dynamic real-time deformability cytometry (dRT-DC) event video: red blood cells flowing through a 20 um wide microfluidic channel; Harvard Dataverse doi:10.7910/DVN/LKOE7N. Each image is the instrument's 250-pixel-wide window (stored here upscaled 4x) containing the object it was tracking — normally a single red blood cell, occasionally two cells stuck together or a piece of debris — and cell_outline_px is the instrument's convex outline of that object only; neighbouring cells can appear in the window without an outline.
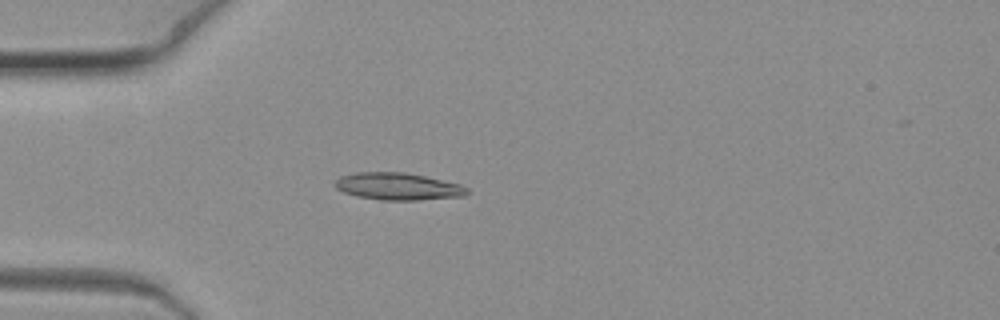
{"species": "common noctule bat (a hibernating species)", "species_latin": "Nyctalus noctula", "temperature_condition": "warm", "stored_images_in_passage": 9, "camera_frame_rate_fps": 3000, "um_per_image_px": 0.085, "animal": {"sex": "female", "body_mass_g": 19.3, "forearm_length_mm": 54.1}, "frame": {"image": 1, "passage_image": 6, "time_ms": 1.667, "image_size_px": [1000, 320], "cell_outline_px": [[468, 192], [464, 196], [420, 200], [380, 200], [356, 196], [344, 192], [336, 188], [332, 184], [340, 176], [356, 172], [404, 172], [424, 176], [460, 184], [468, 188]], "centroid_in_image_um": [33.8, 15.85], "position_along_channel_um": 51.2, "area_um2": 20.98}}
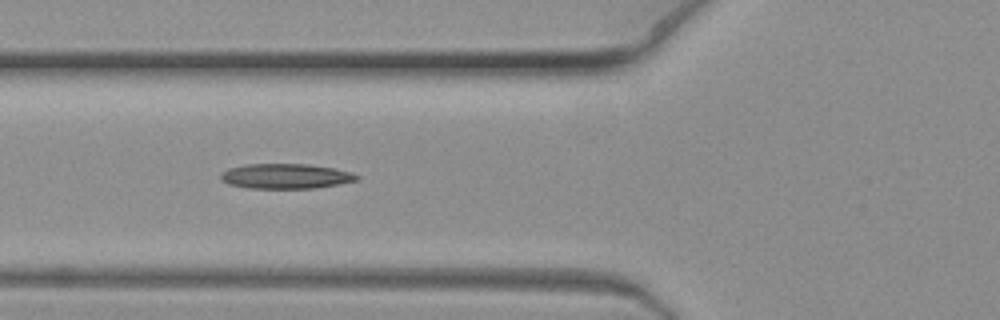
{"frame": {"image": 2, "passage_image": 8, "time_ms": 2.333, "image_size_px": [1000, 320], "cell_outline_px": [[360, 176], [356, 180], [336, 184], [312, 188], [248, 188], [228, 184], [220, 180], [220, 172], [228, 168], [244, 164], [308, 164], [332, 168], [352, 172]], "centroid_in_image_um": [24.21, 14.97], "position_along_channel_um": 101.6, "area_um2": 19.77}}
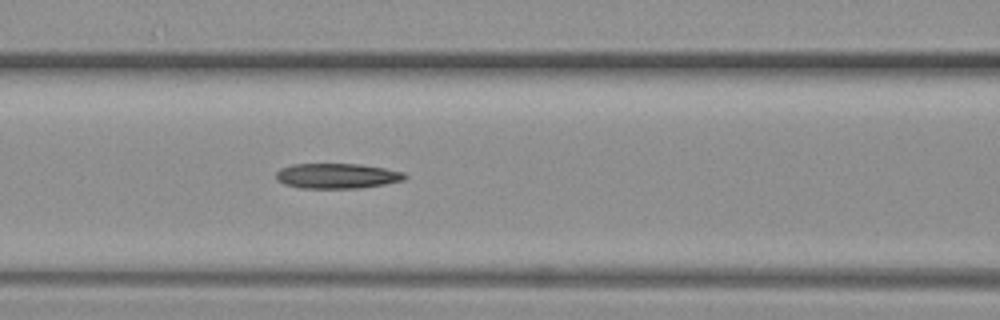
{"frame": {"image": 3, "passage_image": 9, "time_ms": 2.667, "image_size_px": [1000, 320], "cell_outline_px": [[408, 176], [404, 180], [384, 184], [360, 188], [300, 188], [284, 184], [276, 180], [276, 172], [280, 168], [292, 164], [360, 164], [384, 168], [404, 172]], "centroid_in_image_um": [28.63, 14.95], "position_along_channel_um": 138.0, "area_um2": 18.96}}